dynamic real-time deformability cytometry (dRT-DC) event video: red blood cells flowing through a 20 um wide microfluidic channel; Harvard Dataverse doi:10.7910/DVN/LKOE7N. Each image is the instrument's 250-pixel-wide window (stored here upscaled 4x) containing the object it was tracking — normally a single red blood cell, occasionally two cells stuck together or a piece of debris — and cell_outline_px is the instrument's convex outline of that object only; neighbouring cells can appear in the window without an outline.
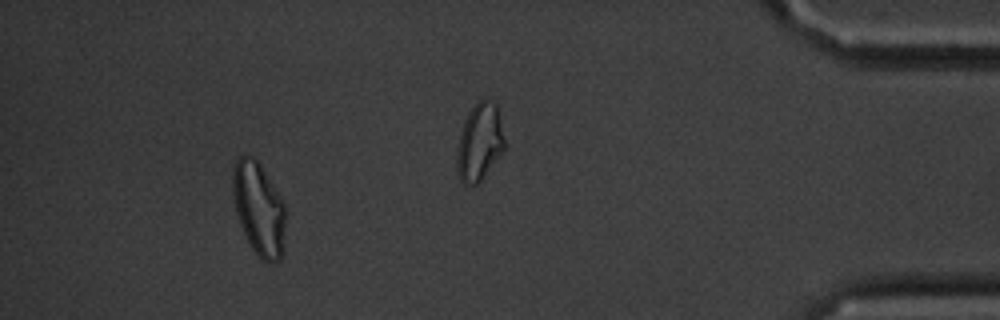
{"species": "common noctule bat (a hibernating species)", "species_latin": "Nyctalus noctula", "temperature_condition": "cold", "stored_images_in_passage": 17, "segment_of_instrument_passage": [2, 2], "camera_frame_rate_fps": 3000, "um_per_image_px": 0.085, "animal": {"sex": "male", "body_mass_g": 20.1, "forearm_length_mm": 53.5}, "frame": {"image": 1, "passage_image": 15, "time_ms": 4.667, "image_size_px": [1000, 320], "cell_outline_px": [[284, 252], [280, 260], [272, 264], [268, 264], [260, 260], [252, 248], [240, 224], [236, 212], [232, 188], [232, 168], [236, 160], [240, 156], [252, 156], [260, 164], [284, 204]], "centroid_in_image_um": [21.99, 17.79], "position_along_channel_um": 413.2, "area_um2": 28.55}}